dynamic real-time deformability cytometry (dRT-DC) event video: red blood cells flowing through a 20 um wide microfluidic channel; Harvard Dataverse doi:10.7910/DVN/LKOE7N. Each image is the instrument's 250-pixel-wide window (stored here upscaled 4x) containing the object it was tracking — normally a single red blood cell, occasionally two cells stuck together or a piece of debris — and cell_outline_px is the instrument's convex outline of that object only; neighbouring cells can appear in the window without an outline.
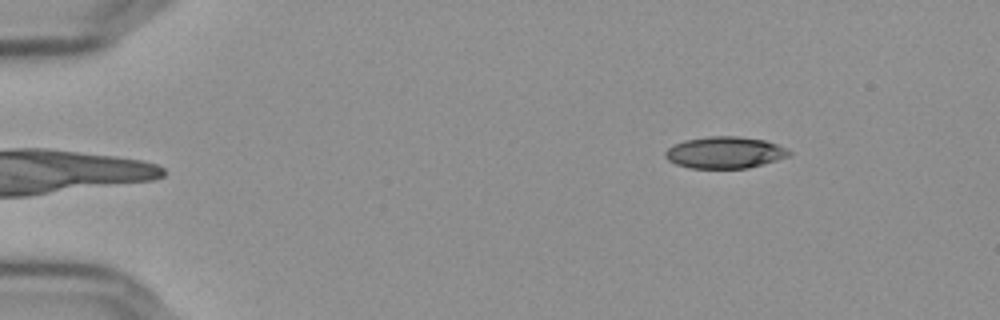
{"species": "Egyptian fruit bat (a non-hibernating species)", "species_latin": "Rousettus aegyptiacus", "temperature_condition": "cold", "stored_images_in_passage": 52, "camera_frame_rate_fps": 3000, "um_per_image_px": 0.085, "frame": {"image": 1, "passage_image": 4, "time_ms": 1.0, "image_size_px": [1000, 320], "cell_outline_px": [[792, 152], [788, 156], [776, 160], [748, 168], [688, 168], [676, 164], [668, 160], [664, 156], [664, 152], [672, 144], [684, 140], [708, 136], [736, 136], [764, 140], [776, 144]], "centroid_in_image_um": [61.55, 12.96], "position_along_channel_um": 23.5, "area_um2": 22.83}}
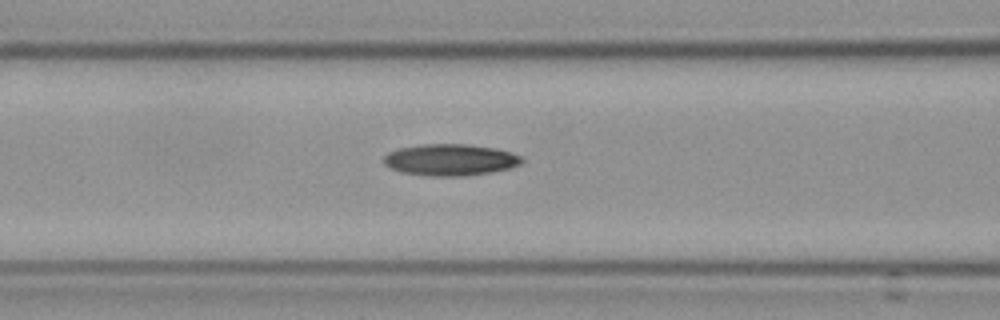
{"frame": {"image": 2, "passage_image": 20, "time_ms": 6.333, "image_size_px": [1000, 320], "cell_outline_px": [[524, 160], [520, 164], [508, 168], [488, 172], [464, 176], [428, 176], [404, 172], [392, 168], [384, 164], [384, 156], [388, 152], [396, 148], [420, 144], [468, 144], [496, 148], [512, 152], [524, 156]], "centroid_in_image_um": [38.29, 13.57], "position_along_channel_um": 128.3, "area_um2": 25.49}}
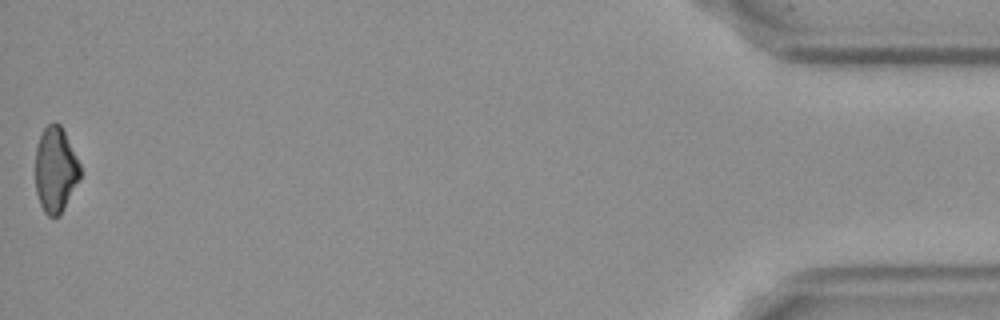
{"frame": {"image": 3, "passage_image": 52, "time_ms": 17.0, "image_size_px": [1000, 320], "cell_outline_px": [[80, 176], [60, 216], [48, 216], [44, 212], [40, 204], [36, 192], [36, 148], [40, 136], [44, 128], [48, 124], [56, 120], [60, 124], [80, 164]], "centroid_in_image_um": [4.7, 14.42], "position_along_channel_um": 430.5, "area_um2": 22.02}, "authors_computed_cell_mechanics": {"area_um2": 23.6691, "velocity_mm_per_s": 3.6552, "shape_relaxation_time_tau1_ms": 5.0153, "shape_relaxation_time_tau2_ms": null, "deformation_change_tau1": 0.1355, "deformation_change_tau2": null}}